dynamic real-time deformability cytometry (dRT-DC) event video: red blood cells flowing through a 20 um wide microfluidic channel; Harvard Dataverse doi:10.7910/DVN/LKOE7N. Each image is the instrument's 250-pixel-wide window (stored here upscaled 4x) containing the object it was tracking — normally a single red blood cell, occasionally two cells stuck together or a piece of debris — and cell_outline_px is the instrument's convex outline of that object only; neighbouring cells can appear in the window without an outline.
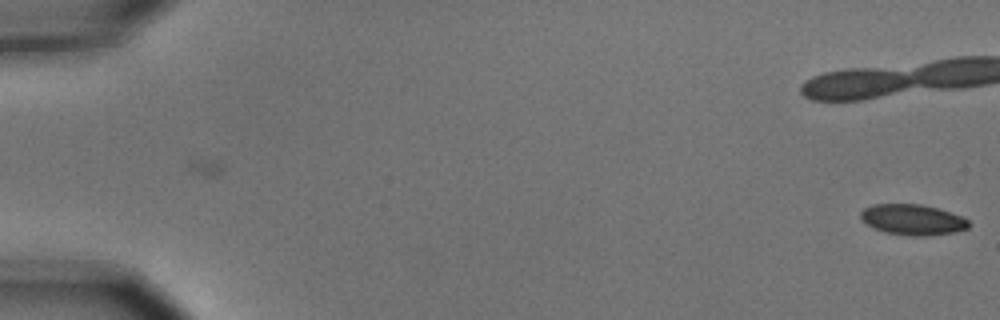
{"species": "common noctule bat (a hibernating species)", "species_latin": "Nyctalus noctula", "temperature_condition": "cold", "stored_images_in_passage": 2, "camera_frame_rate_fps": 3000, "um_per_image_px": 0.085, "animal": {"sex": "male", "body_mass_g": 15.6}, "frame": {"image": 1, "passage_image": 2, "time_ms": 0.333, "image_size_px": [1000, 320], "cell_outline_px": [[968, 228], [952, 232], [928, 236], [912, 236], [884, 232], [872, 228], [860, 220], [860, 212], [864, 208], [872, 204], [920, 204], [936, 208], [964, 216], [968, 220]], "centroid_in_image_um": [77.53, 18.67], "position_along_channel_um": 7.5, "area_um2": 19.42}}